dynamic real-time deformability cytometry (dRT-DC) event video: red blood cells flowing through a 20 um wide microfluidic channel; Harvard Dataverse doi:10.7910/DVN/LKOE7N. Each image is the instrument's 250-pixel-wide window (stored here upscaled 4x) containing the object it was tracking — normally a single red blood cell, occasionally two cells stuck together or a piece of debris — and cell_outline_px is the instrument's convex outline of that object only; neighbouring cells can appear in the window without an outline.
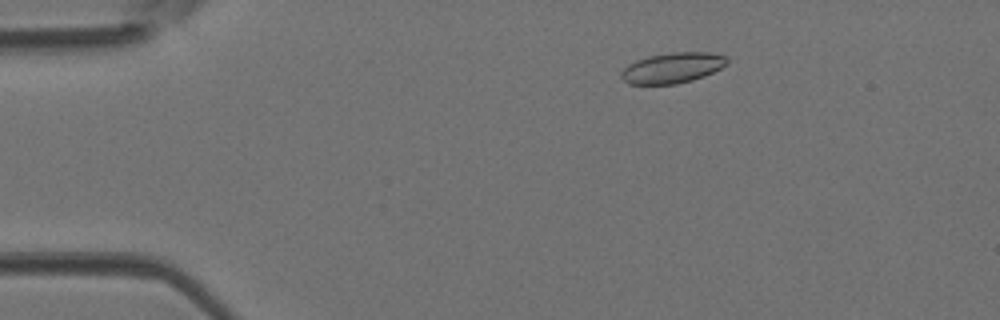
{"species": "Egyptian fruit bat (a non-hibernating species)", "species_latin": "Rousettus aegyptiacus", "temperature_condition": "room temperature", "stored_images_in_passage": 40, "camera_frame_rate_fps": 3000, "um_per_image_px": 0.085, "animal": {"sex": "female"}, "frame": {"image": 1, "passage_image": 4, "time_ms": 1.0, "image_size_px": [1000, 320], "cell_outline_px": [[728, 64], [704, 76], [692, 80], [676, 84], [628, 84], [620, 76], [620, 72], [628, 64], [636, 60], [648, 56], [672, 52], [708, 52], [728, 56]], "centroid_in_image_um": [57.16, 5.76], "position_along_channel_um": 27.8, "area_um2": 18.9}}
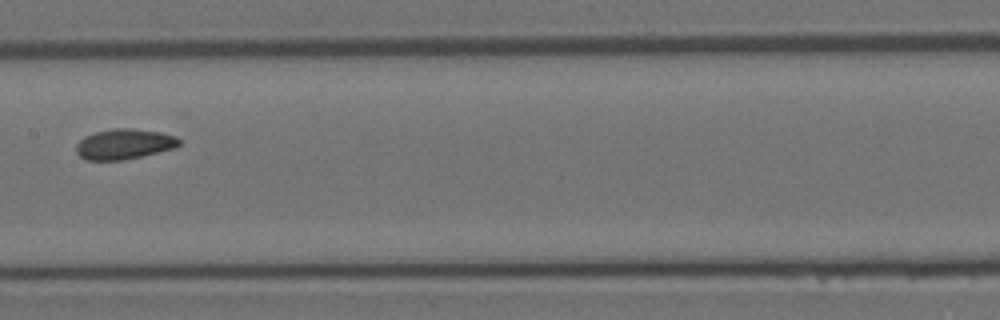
{"frame": {"image": 2, "passage_image": 19, "time_ms": 6.0, "image_size_px": [1000, 320], "cell_outline_px": [[180, 144], [176, 148], [140, 156], [120, 160], [88, 160], [80, 156], [76, 152], [76, 144], [84, 136], [96, 132], [116, 128], [132, 128], [160, 132], [176, 136], [180, 140]], "centroid_in_image_um": [10.56, 12.24], "position_along_channel_um": 196.8, "area_um2": 18.09}}
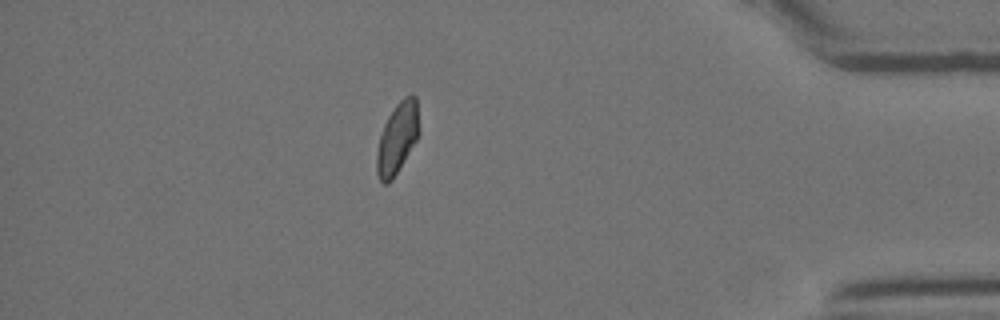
{"frame": {"image": 3, "passage_image": 35, "time_ms": 11.333, "image_size_px": [1000, 320], "cell_outline_px": [[420, 132], [416, 140], [392, 180], [388, 184], [384, 184], [380, 180], [376, 172], [376, 152], [380, 136], [384, 124], [388, 116], [396, 104], [404, 96], [412, 92], [416, 96], [420, 128]], "centroid_in_image_um": [33.78, 11.7], "position_along_channel_um": 401.4, "area_um2": 17.69}}